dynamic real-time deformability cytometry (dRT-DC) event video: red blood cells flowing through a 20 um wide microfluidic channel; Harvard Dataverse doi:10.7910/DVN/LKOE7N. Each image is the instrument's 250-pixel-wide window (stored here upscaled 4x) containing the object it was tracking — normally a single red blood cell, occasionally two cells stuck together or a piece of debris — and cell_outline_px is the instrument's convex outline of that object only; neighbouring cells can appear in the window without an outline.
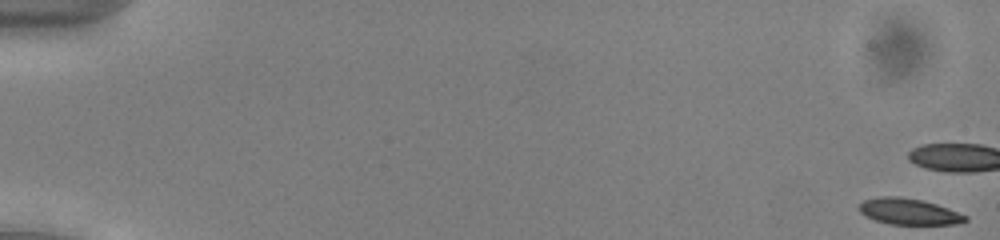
{"species": "common noctule bat (a hibernating species)", "species_latin": "Nyctalus noctula", "temperature_condition": "cold", "stored_images_in_passage": 16, "camera_frame_rate_fps": 3000, "um_per_image_px": 0.085, "animal": {"sex": "male", "body_mass_g": 13.0, "forearm_length_mm": 53.1}, "frame": {"image": 1, "passage_image": 1, "time_ms": 0.0, "image_size_px": [1000, 240], "cell_outline_px": [[968, 220], [956, 224], [888, 224], [864, 216], [860, 212], [860, 204], [864, 200], [880, 196], [900, 196], [920, 200], [936, 204], [948, 208], [968, 216]], "centroid_in_image_um": [77.25, 17.98], "position_along_channel_um": 7.8, "area_um2": 16.13}}